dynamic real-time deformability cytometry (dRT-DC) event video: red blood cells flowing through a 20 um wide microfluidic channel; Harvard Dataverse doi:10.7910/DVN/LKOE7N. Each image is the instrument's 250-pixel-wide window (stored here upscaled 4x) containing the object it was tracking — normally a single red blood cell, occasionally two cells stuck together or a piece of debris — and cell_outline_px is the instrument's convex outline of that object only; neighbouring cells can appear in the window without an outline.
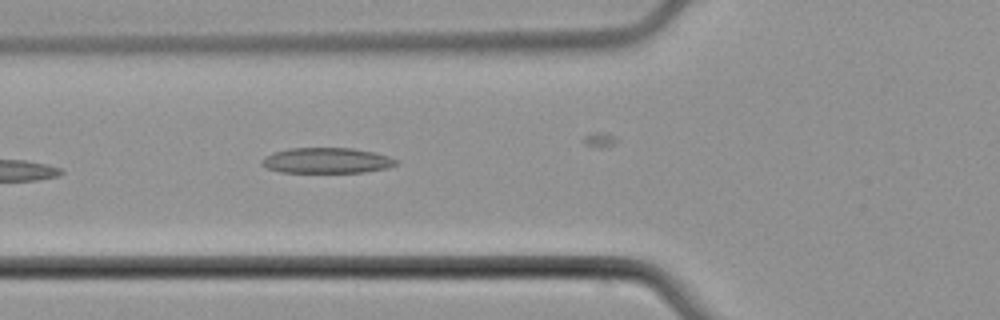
{"species": "common noctule bat (a hibernating species)", "species_latin": "Nyctalus noctula", "temperature_condition": "cold", "stored_images_in_passage": 6, "camera_frame_rate_fps": 3000, "um_per_image_px": 0.085, "animal": {"sex": "male", "body_mass_g": 21.5, "forearm_length_mm": 52.0}, "frame": {"image": 1, "passage_image": 6, "time_ms": 6.333, "image_size_px": [1000, 320], "cell_outline_px": [[396, 164], [388, 168], [364, 172], [280, 172], [268, 168], [260, 164], [260, 160], [264, 156], [272, 152], [288, 148], [352, 148], [376, 152], [388, 156], [396, 160]], "centroid_in_image_um": [27.73, 13.63], "position_along_channel_um": 98.1, "area_um2": 20.06}}